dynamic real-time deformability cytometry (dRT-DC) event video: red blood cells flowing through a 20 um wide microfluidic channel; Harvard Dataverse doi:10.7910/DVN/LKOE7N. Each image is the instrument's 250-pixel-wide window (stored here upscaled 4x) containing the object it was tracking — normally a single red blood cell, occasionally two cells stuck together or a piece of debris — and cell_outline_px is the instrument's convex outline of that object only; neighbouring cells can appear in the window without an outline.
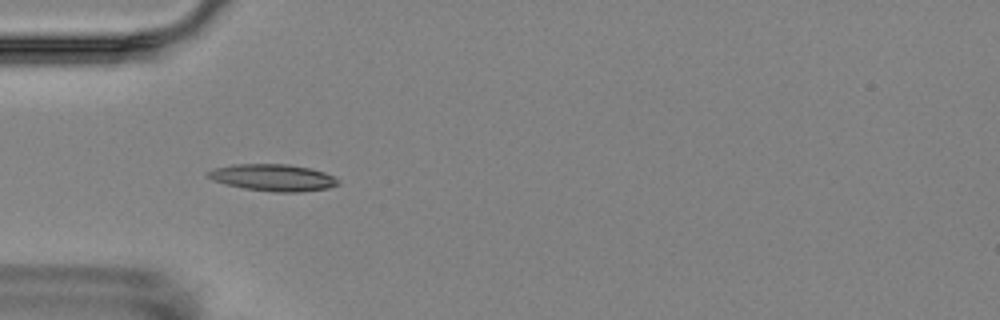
{"species": "Egyptian fruit bat (a non-hibernating species)", "species_latin": "Rousettus aegyptiacus", "temperature_condition": "room temperature", "stored_images_in_passage": 13, "camera_frame_rate_fps": 3000, "um_per_image_px": 0.085, "animal": {"sex": "female"}, "frame": {"image": 1, "passage_image": 3, "time_ms": 2.333, "image_size_px": [1000, 320], "cell_outline_px": [[340, 184], [328, 188], [300, 192], [272, 192], [244, 188], [212, 180], [204, 176], [208, 172], [216, 168], [232, 164], [288, 164], [312, 168], [324, 172], [332, 176]], "centroid_in_image_um": [23.2, 15.09], "position_along_channel_um": 61.8, "area_um2": 20.29}}
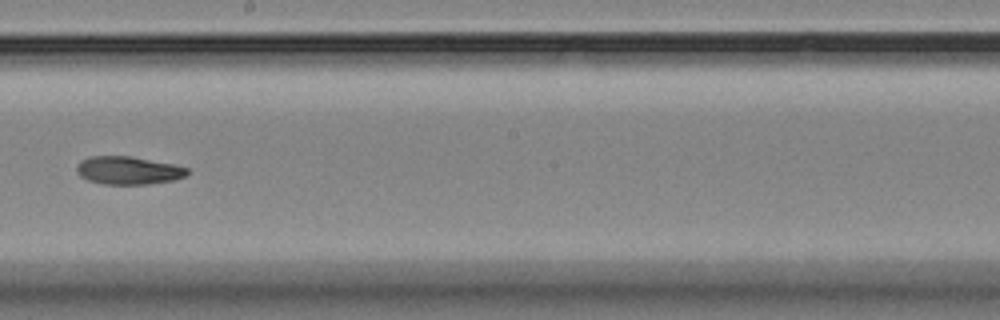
{"frame": {"image": 2, "passage_image": 7, "time_ms": 7.333, "image_size_px": [1000, 320], "cell_outline_px": [[188, 172], [184, 176], [172, 180], [148, 184], [104, 184], [88, 180], [80, 176], [76, 172], [76, 168], [80, 160], [92, 156], [132, 156], [172, 164], [188, 168]], "centroid_in_image_um": [10.86, 14.48], "position_along_channel_um": 237.3, "area_um2": 17.92}}
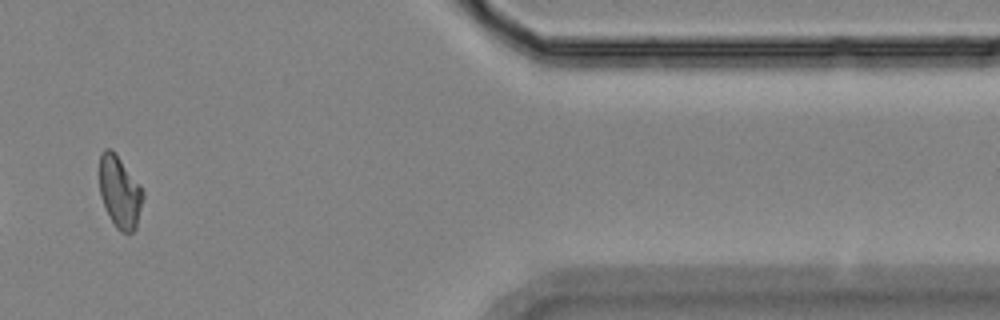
{"frame": {"image": 3, "passage_image": 11, "time_ms": 13.0, "image_size_px": [1000, 320], "cell_outline_px": [[144, 196], [136, 228], [132, 232], [120, 232], [116, 228], [100, 196], [100, 156], [104, 148], [112, 148], [140, 184], [144, 192]], "centroid_in_image_um": [10.19, 16.29], "position_along_channel_um": 401.2, "area_um2": 18.21}, "authors_computed_cell_mechanics": {"area_um2": 18.6694, "velocity_mm_per_s": 3.5442, "shape_relaxation_time_tau1_ms": null, "shape_relaxation_time_tau2_ms": 6.9936, "deformation_change_tau1": null, "deformation_change_tau2": 0.1244}}